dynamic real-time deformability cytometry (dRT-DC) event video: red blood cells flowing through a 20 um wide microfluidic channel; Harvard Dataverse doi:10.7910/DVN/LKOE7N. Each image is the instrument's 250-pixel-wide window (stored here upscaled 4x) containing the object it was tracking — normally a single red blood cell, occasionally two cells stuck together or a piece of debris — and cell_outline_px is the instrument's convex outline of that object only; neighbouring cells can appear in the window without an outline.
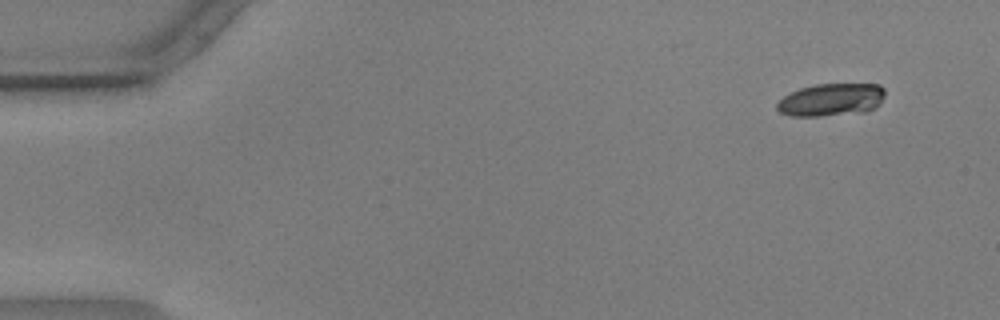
{"species": "common noctule bat (a hibernating species)", "species_latin": "Nyctalus noctula", "temperature_condition": "warm", "stored_images_in_passage": 12, "camera_frame_rate_fps": 3000, "um_per_image_px": 0.085, "animal": {"sex": "male", "body_mass_g": 17.9, "forearm_length_mm": 54.2}, "frame": {"image": 1, "passage_image": 2, "time_ms": 0.333, "image_size_px": [1000, 320], "cell_outline_px": [[884, 96], [880, 104], [876, 108], [868, 112], [820, 116], [792, 116], [780, 112], [776, 108], [776, 104], [784, 96], [800, 88], [816, 84], [880, 84], [884, 88]], "centroid_in_image_um": [70.69, 8.48], "position_along_channel_um": 14.3, "area_um2": 20.69}}